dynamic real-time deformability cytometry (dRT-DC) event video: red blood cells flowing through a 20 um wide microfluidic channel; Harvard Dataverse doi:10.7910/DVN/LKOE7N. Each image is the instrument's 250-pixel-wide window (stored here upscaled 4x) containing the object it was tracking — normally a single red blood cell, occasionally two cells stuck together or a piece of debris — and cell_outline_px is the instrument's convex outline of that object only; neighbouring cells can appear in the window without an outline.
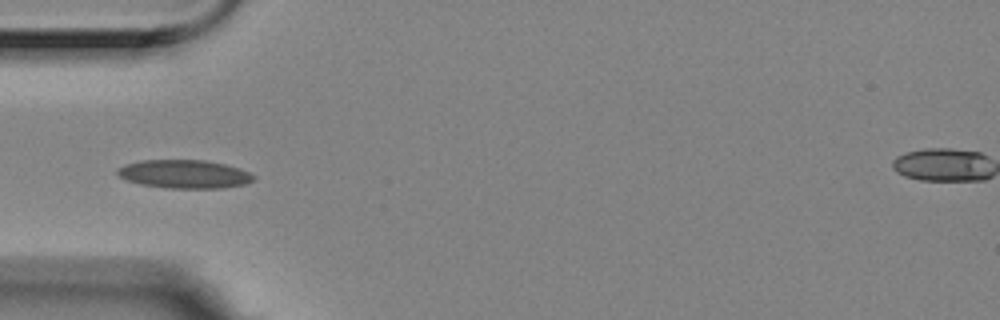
{"species": "Egyptian fruit bat (a non-hibernating species)", "species_latin": "Rousettus aegyptiacus", "temperature_condition": "room temperature", "stored_images_in_passage": 3, "camera_frame_rate_fps": 3000, "um_per_image_px": 0.085, "animal": {"sex": "female"}, "frame": {"image": 1, "passage_image": 2, "time_ms": 0.333, "image_size_px": [1000, 320], "cell_outline_px": [[256, 180], [244, 184], [224, 188], [168, 188], [140, 184], [128, 180], [120, 176], [116, 172], [116, 168], [128, 164], [144, 160], [204, 160], [224, 164], [240, 168], [256, 176]], "centroid_in_image_um": [15.71, 14.8], "position_along_channel_um": 69.3, "area_um2": 22.48}}
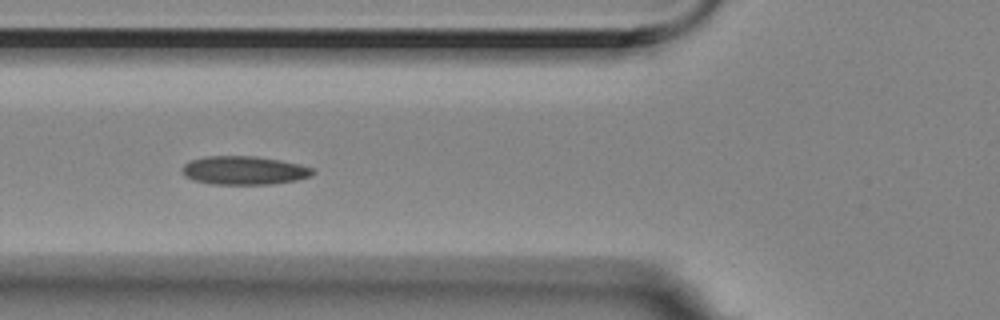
{"frame": {"image": 2, "passage_image": 3, "time_ms": 0.667, "image_size_px": [1000, 320], "cell_outline_px": [[316, 172], [312, 176], [296, 180], [272, 184], [212, 184], [192, 180], [184, 176], [180, 172], [180, 168], [184, 164], [192, 160], [204, 156], [256, 156], [280, 160], [300, 164], [312, 168]], "centroid_in_image_um": [20.72, 14.48], "position_along_channel_um": 105.1, "area_um2": 21.96}}